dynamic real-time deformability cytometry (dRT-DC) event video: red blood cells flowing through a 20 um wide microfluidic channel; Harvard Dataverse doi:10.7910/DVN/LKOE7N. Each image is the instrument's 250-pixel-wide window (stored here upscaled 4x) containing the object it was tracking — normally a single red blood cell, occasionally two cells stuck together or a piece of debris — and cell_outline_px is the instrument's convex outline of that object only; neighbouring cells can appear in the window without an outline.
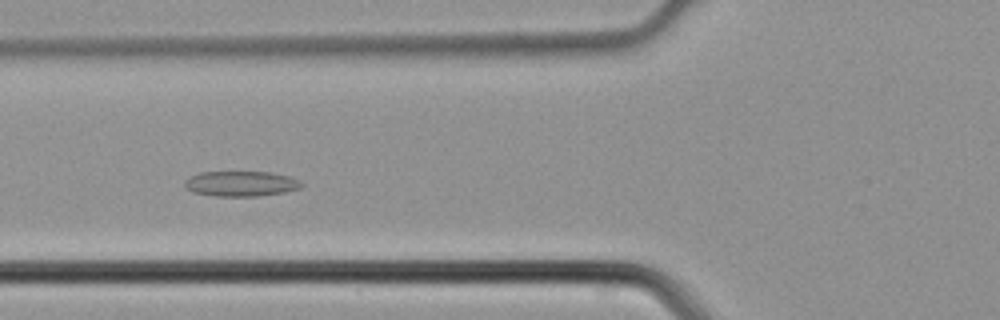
{"species": "common noctule bat (a hibernating species)", "species_latin": "Nyctalus noctula", "temperature_condition": "cold", "stored_images_in_passage": 37, "camera_frame_rate_fps": 3000, "um_per_image_px": 0.085, "animal": {"sex": "male", "body_mass_g": 21.5, "forearm_length_mm": 52.0}, "frame": {"image": 1, "passage_image": 9, "time_ms": 2.667, "image_size_px": [1000, 320], "cell_outline_px": [[304, 184], [300, 188], [284, 192], [256, 196], [216, 196], [192, 192], [184, 188], [184, 180], [200, 172], [272, 172], [288, 176], [300, 180]], "centroid_in_image_um": [20.47, 15.61], "position_along_channel_um": 105.3, "area_um2": 17.22}}
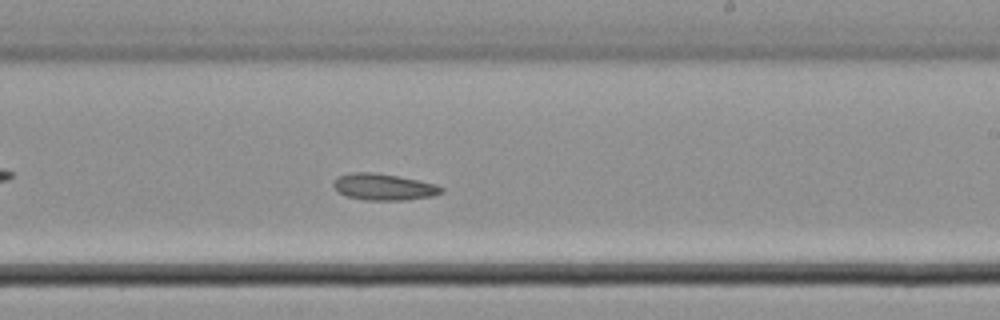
{"frame": {"image": 2, "passage_image": 19, "time_ms": 6.0, "image_size_px": [1000, 320], "cell_outline_px": [[444, 192], [432, 196], [404, 200], [368, 200], [344, 196], [336, 192], [332, 184], [340, 176], [352, 172], [372, 172], [396, 176], [436, 184], [444, 188]], "centroid_in_image_um": [32.6, 15.9], "position_along_channel_um": 256.4, "area_um2": 16.59}}
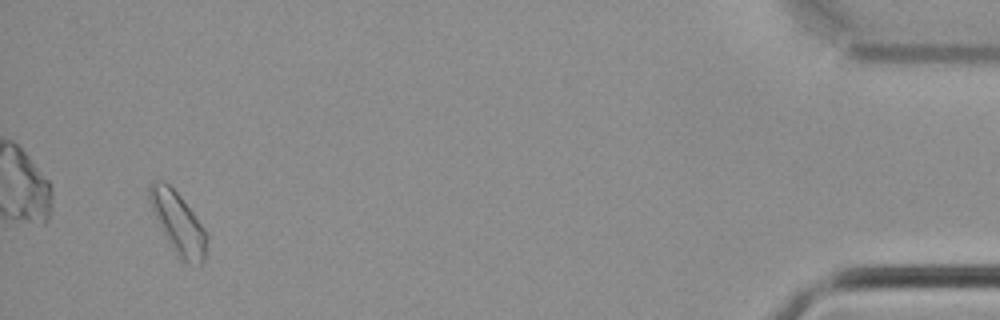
{"frame": {"image": 3, "passage_image": 35, "time_ms": 11.333, "image_size_px": [1000, 320], "cell_outline_px": [[208, 240], [204, 260], [200, 264], [188, 264], [180, 260], [168, 240], [152, 208], [148, 196], [148, 188], [152, 180], [164, 180], [180, 196], [204, 228], [208, 236]], "centroid_in_image_um": [15.16, 18.96], "position_along_channel_um": 420.0, "area_um2": 20.11}}